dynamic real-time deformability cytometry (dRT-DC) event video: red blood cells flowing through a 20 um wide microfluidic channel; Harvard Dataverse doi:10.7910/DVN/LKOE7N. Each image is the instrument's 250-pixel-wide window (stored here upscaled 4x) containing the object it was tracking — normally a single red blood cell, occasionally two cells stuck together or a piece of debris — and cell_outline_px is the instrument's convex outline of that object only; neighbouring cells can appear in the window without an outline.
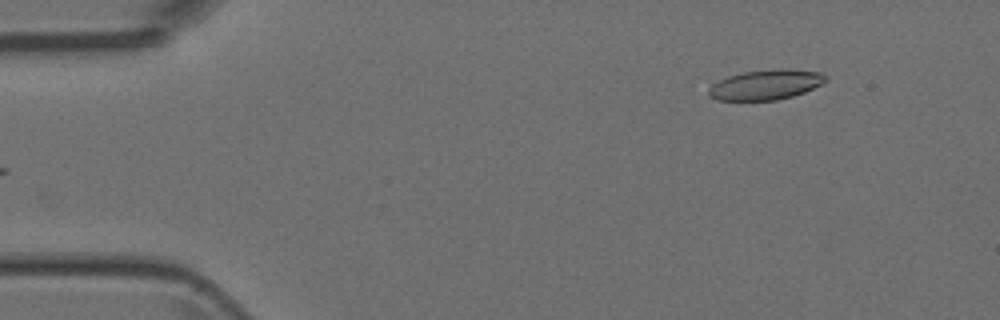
{"species": "Egyptian fruit bat (a non-hibernating species)", "species_latin": "Rousettus aegyptiacus", "temperature_condition": "room temperature", "stored_images_in_passage": 5, "camera_frame_rate_fps": 3000, "um_per_image_px": 0.085, "animal": {"sex": "female"}, "frame": {"image": 1, "passage_image": 1, "time_ms": 0.0, "image_size_px": [1000, 320], "cell_outline_px": [[828, 80], [804, 92], [792, 96], [776, 100], [716, 100], [708, 96], [708, 88], [712, 84], [728, 76], [744, 72], [784, 68], [824, 72], [828, 76]], "centroid_in_image_um": [65.11, 7.19], "position_along_channel_um": 19.9, "area_um2": 20.52}}